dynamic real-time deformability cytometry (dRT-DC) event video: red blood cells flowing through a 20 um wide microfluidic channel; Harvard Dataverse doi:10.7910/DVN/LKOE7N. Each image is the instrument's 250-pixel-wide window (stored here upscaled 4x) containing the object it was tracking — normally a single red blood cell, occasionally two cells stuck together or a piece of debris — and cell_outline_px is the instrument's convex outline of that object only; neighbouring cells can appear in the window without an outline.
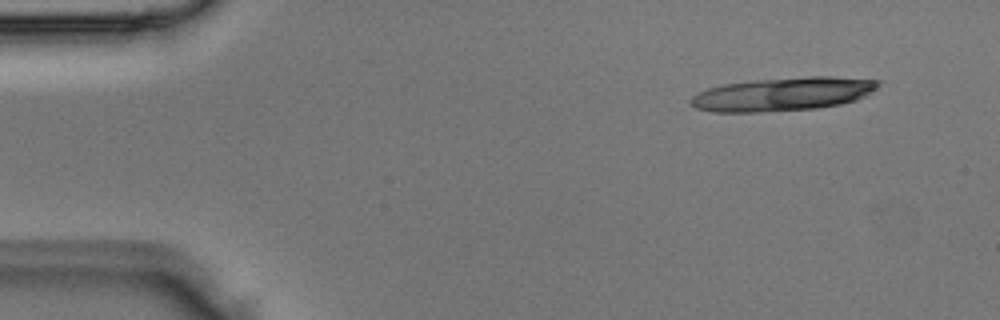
{"species": "Egyptian fruit bat (a non-hibernating species)", "species_latin": "Rousettus aegyptiacus", "temperature_condition": "room temperature", "stored_images_in_passage": 3, "camera_frame_rate_fps": 3000, "um_per_image_px": 0.085, "animal": {"sex": "male"}, "frame": {"image": 1, "passage_image": 1, "time_ms": 0.0, "image_size_px": [1000, 320], "cell_outline_px": [[880, 84], [872, 92], [856, 100], [840, 104], [816, 108], [760, 112], [712, 112], [696, 108], [688, 100], [696, 92], [708, 88], [724, 84], [756, 80], [808, 76], [828, 76], [880, 80]], "centroid_in_image_um": [66.52, 8.0], "position_along_channel_um": 18.5, "area_um2": 36.59}}